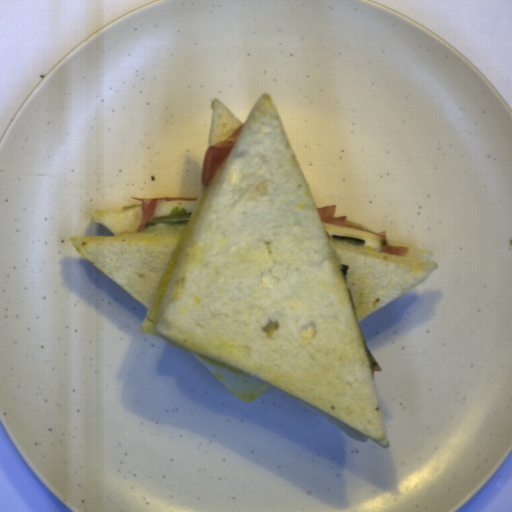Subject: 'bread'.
Returning a JSON list of instances; mask_svg holds the SVG:
<instances>
[{
    "mask_svg": "<svg viewBox=\"0 0 512 512\" xmlns=\"http://www.w3.org/2000/svg\"><path fill=\"white\" fill-rule=\"evenodd\" d=\"M318 209L264 92L187 224L138 230L141 202L91 216L112 236L69 240L146 308L140 333L192 354L239 399L273 388L387 448L360 322L439 265L397 240L405 255L329 238Z\"/></svg>",
    "mask_w": 512,
    "mask_h": 512,
    "instance_id": "obj_1",
    "label": "bread"
},
{
    "mask_svg": "<svg viewBox=\"0 0 512 512\" xmlns=\"http://www.w3.org/2000/svg\"><path fill=\"white\" fill-rule=\"evenodd\" d=\"M242 125L239 118L224 103L214 98L208 140L209 147L223 141Z\"/></svg>",
    "mask_w": 512,
    "mask_h": 512,
    "instance_id": "obj_2",
    "label": "bread"
}]
</instances>
